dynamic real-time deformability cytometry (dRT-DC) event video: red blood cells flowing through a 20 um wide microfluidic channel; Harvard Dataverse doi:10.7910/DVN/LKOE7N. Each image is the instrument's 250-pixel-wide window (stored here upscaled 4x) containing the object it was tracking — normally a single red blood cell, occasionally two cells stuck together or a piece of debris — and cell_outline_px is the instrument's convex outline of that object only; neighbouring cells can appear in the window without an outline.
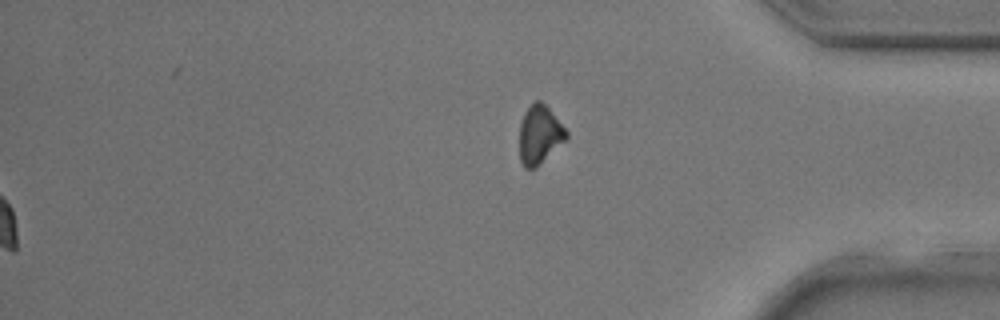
{"species": "common noctule bat (a hibernating species)", "species_latin": "Nyctalus noctula", "temperature_condition": "room temperature", "stored_images_in_passage": 27, "segment_of_instrument_passage": [2, 2], "camera_frame_rate_fps": 3000, "um_per_image_px": 0.085, "animal": {"sex": "male", "body_mass_g": 17.9, "forearm_length_mm": 54.2}, "frame": {"image": 1, "passage_image": 27, "time_ms": 8.667, "image_size_px": [1000, 320], "cell_outline_px": [[568, 136], [536, 168], [524, 168], [520, 160], [520, 124], [524, 112], [536, 100], [540, 100], [548, 108], [568, 132]], "centroid_in_image_um": [45.84, 11.45], "position_along_channel_um": 389.4, "area_um2": 15.61}}